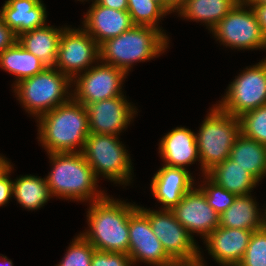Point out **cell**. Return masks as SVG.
<instances>
[{"mask_svg":"<svg viewBox=\"0 0 266 266\" xmlns=\"http://www.w3.org/2000/svg\"><path fill=\"white\" fill-rule=\"evenodd\" d=\"M77 1H81L82 3L84 2V1H89V0H77ZM91 1H95V0H91Z\"/></svg>","mask_w":266,"mask_h":266,"instance_id":"cell-44","label":"cell"},{"mask_svg":"<svg viewBox=\"0 0 266 266\" xmlns=\"http://www.w3.org/2000/svg\"><path fill=\"white\" fill-rule=\"evenodd\" d=\"M230 158L258 182L266 177V145L240 133L231 148Z\"/></svg>","mask_w":266,"mask_h":266,"instance_id":"cell-24","label":"cell"},{"mask_svg":"<svg viewBox=\"0 0 266 266\" xmlns=\"http://www.w3.org/2000/svg\"><path fill=\"white\" fill-rule=\"evenodd\" d=\"M99 5L120 11L128 10L127 0H95Z\"/></svg>","mask_w":266,"mask_h":266,"instance_id":"cell-37","label":"cell"},{"mask_svg":"<svg viewBox=\"0 0 266 266\" xmlns=\"http://www.w3.org/2000/svg\"><path fill=\"white\" fill-rule=\"evenodd\" d=\"M162 6V0H156Z\"/></svg>","mask_w":266,"mask_h":266,"instance_id":"cell-45","label":"cell"},{"mask_svg":"<svg viewBox=\"0 0 266 266\" xmlns=\"http://www.w3.org/2000/svg\"><path fill=\"white\" fill-rule=\"evenodd\" d=\"M119 138L114 134L90 133L81 153L98 179L103 176L114 184L129 186L133 183V162Z\"/></svg>","mask_w":266,"mask_h":266,"instance_id":"cell-7","label":"cell"},{"mask_svg":"<svg viewBox=\"0 0 266 266\" xmlns=\"http://www.w3.org/2000/svg\"><path fill=\"white\" fill-rule=\"evenodd\" d=\"M11 259H8L5 255L0 254V266H13Z\"/></svg>","mask_w":266,"mask_h":266,"instance_id":"cell-40","label":"cell"},{"mask_svg":"<svg viewBox=\"0 0 266 266\" xmlns=\"http://www.w3.org/2000/svg\"><path fill=\"white\" fill-rule=\"evenodd\" d=\"M91 266H133L128 254L95 250Z\"/></svg>","mask_w":266,"mask_h":266,"instance_id":"cell-33","label":"cell"},{"mask_svg":"<svg viewBox=\"0 0 266 266\" xmlns=\"http://www.w3.org/2000/svg\"><path fill=\"white\" fill-rule=\"evenodd\" d=\"M202 252L200 251V256H199V261L196 263H191V264H184V266H207L206 261L204 260V257L201 254Z\"/></svg>","mask_w":266,"mask_h":266,"instance_id":"cell-41","label":"cell"},{"mask_svg":"<svg viewBox=\"0 0 266 266\" xmlns=\"http://www.w3.org/2000/svg\"><path fill=\"white\" fill-rule=\"evenodd\" d=\"M254 10L262 33L266 37V4H249Z\"/></svg>","mask_w":266,"mask_h":266,"instance_id":"cell-36","label":"cell"},{"mask_svg":"<svg viewBox=\"0 0 266 266\" xmlns=\"http://www.w3.org/2000/svg\"><path fill=\"white\" fill-rule=\"evenodd\" d=\"M195 186L171 211L193 238L196 233L204 240L219 226L220 216L208 204L203 191Z\"/></svg>","mask_w":266,"mask_h":266,"instance_id":"cell-15","label":"cell"},{"mask_svg":"<svg viewBox=\"0 0 266 266\" xmlns=\"http://www.w3.org/2000/svg\"><path fill=\"white\" fill-rule=\"evenodd\" d=\"M210 33L220 46L232 50H266V37L254 10L245 0H240Z\"/></svg>","mask_w":266,"mask_h":266,"instance_id":"cell-8","label":"cell"},{"mask_svg":"<svg viewBox=\"0 0 266 266\" xmlns=\"http://www.w3.org/2000/svg\"><path fill=\"white\" fill-rule=\"evenodd\" d=\"M133 203L110 195L91 202L86 215L88 227L80 234L96 250L128 254L129 217L138 207Z\"/></svg>","mask_w":266,"mask_h":266,"instance_id":"cell-1","label":"cell"},{"mask_svg":"<svg viewBox=\"0 0 266 266\" xmlns=\"http://www.w3.org/2000/svg\"><path fill=\"white\" fill-rule=\"evenodd\" d=\"M17 41L14 32L4 23L0 16V53Z\"/></svg>","mask_w":266,"mask_h":266,"instance_id":"cell-35","label":"cell"},{"mask_svg":"<svg viewBox=\"0 0 266 266\" xmlns=\"http://www.w3.org/2000/svg\"><path fill=\"white\" fill-rule=\"evenodd\" d=\"M241 133L239 117L212 105L196 133L201 175L230 157L236 137Z\"/></svg>","mask_w":266,"mask_h":266,"instance_id":"cell-6","label":"cell"},{"mask_svg":"<svg viewBox=\"0 0 266 266\" xmlns=\"http://www.w3.org/2000/svg\"><path fill=\"white\" fill-rule=\"evenodd\" d=\"M13 166L10 170L0 178V207L6 204L13 197V180L10 178Z\"/></svg>","mask_w":266,"mask_h":266,"instance_id":"cell-34","label":"cell"},{"mask_svg":"<svg viewBox=\"0 0 266 266\" xmlns=\"http://www.w3.org/2000/svg\"><path fill=\"white\" fill-rule=\"evenodd\" d=\"M238 266H266V227L253 231Z\"/></svg>","mask_w":266,"mask_h":266,"instance_id":"cell-32","label":"cell"},{"mask_svg":"<svg viewBox=\"0 0 266 266\" xmlns=\"http://www.w3.org/2000/svg\"><path fill=\"white\" fill-rule=\"evenodd\" d=\"M253 231L218 226L203 241L219 266H235L242 261Z\"/></svg>","mask_w":266,"mask_h":266,"instance_id":"cell-16","label":"cell"},{"mask_svg":"<svg viewBox=\"0 0 266 266\" xmlns=\"http://www.w3.org/2000/svg\"><path fill=\"white\" fill-rule=\"evenodd\" d=\"M169 48V40L156 28L134 25L99 46L100 61L127 74L135 63L158 58Z\"/></svg>","mask_w":266,"mask_h":266,"instance_id":"cell-4","label":"cell"},{"mask_svg":"<svg viewBox=\"0 0 266 266\" xmlns=\"http://www.w3.org/2000/svg\"><path fill=\"white\" fill-rule=\"evenodd\" d=\"M0 16L16 37L47 24L43 0H6Z\"/></svg>","mask_w":266,"mask_h":266,"instance_id":"cell-20","label":"cell"},{"mask_svg":"<svg viewBox=\"0 0 266 266\" xmlns=\"http://www.w3.org/2000/svg\"><path fill=\"white\" fill-rule=\"evenodd\" d=\"M83 15L81 26L100 46L106 40L119 36L134 26L128 11H120L92 1Z\"/></svg>","mask_w":266,"mask_h":266,"instance_id":"cell-18","label":"cell"},{"mask_svg":"<svg viewBox=\"0 0 266 266\" xmlns=\"http://www.w3.org/2000/svg\"><path fill=\"white\" fill-rule=\"evenodd\" d=\"M150 222L155 236L167 255L177 264L199 261L200 249L197 240L177 221L171 210H150L138 206Z\"/></svg>","mask_w":266,"mask_h":266,"instance_id":"cell-10","label":"cell"},{"mask_svg":"<svg viewBox=\"0 0 266 266\" xmlns=\"http://www.w3.org/2000/svg\"><path fill=\"white\" fill-rule=\"evenodd\" d=\"M13 198L22 208L34 211L43 207L52 196L44 177L27 174L14 179Z\"/></svg>","mask_w":266,"mask_h":266,"instance_id":"cell-27","label":"cell"},{"mask_svg":"<svg viewBox=\"0 0 266 266\" xmlns=\"http://www.w3.org/2000/svg\"><path fill=\"white\" fill-rule=\"evenodd\" d=\"M248 4H266V0H245Z\"/></svg>","mask_w":266,"mask_h":266,"instance_id":"cell-42","label":"cell"},{"mask_svg":"<svg viewBox=\"0 0 266 266\" xmlns=\"http://www.w3.org/2000/svg\"><path fill=\"white\" fill-rule=\"evenodd\" d=\"M185 0H162V7L169 13H174L183 6Z\"/></svg>","mask_w":266,"mask_h":266,"instance_id":"cell-38","label":"cell"},{"mask_svg":"<svg viewBox=\"0 0 266 266\" xmlns=\"http://www.w3.org/2000/svg\"><path fill=\"white\" fill-rule=\"evenodd\" d=\"M258 205L252 194L236 196L233 204L220 215L219 226L251 231L265 227V213Z\"/></svg>","mask_w":266,"mask_h":266,"instance_id":"cell-21","label":"cell"},{"mask_svg":"<svg viewBox=\"0 0 266 266\" xmlns=\"http://www.w3.org/2000/svg\"><path fill=\"white\" fill-rule=\"evenodd\" d=\"M265 213V227H266V207L265 210L261 209Z\"/></svg>","mask_w":266,"mask_h":266,"instance_id":"cell-43","label":"cell"},{"mask_svg":"<svg viewBox=\"0 0 266 266\" xmlns=\"http://www.w3.org/2000/svg\"><path fill=\"white\" fill-rule=\"evenodd\" d=\"M163 165L185 168L200 164L196 133L189 128L176 127L166 133L158 145Z\"/></svg>","mask_w":266,"mask_h":266,"instance_id":"cell-19","label":"cell"},{"mask_svg":"<svg viewBox=\"0 0 266 266\" xmlns=\"http://www.w3.org/2000/svg\"><path fill=\"white\" fill-rule=\"evenodd\" d=\"M72 79L54 66L25 78L13 86V92L25 111L35 120L72 98ZM71 90V91H70Z\"/></svg>","mask_w":266,"mask_h":266,"instance_id":"cell-5","label":"cell"},{"mask_svg":"<svg viewBox=\"0 0 266 266\" xmlns=\"http://www.w3.org/2000/svg\"><path fill=\"white\" fill-rule=\"evenodd\" d=\"M128 101L123 95L85 106L90 133L120 136L138 113L137 107Z\"/></svg>","mask_w":266,"mask_h":266,"instance_id":"cell-14","label":"cell"},{"mask_svg":"<svg viewBox=\"0 0 266 266\" xmlns=\"http://www.w3.org/2000/svg\"><path fill=\"white\" fill-rule=\"evenodd\" d=\"M128 13L134 25L158 29L168 40L169 37L159 22L169 13L156 0H127Z\"/></svg>","mask_w":266,"mask_h":266,"instance_id":"cell-28","label":"cell"},{"mask_svg":"<svg viewBox=\"0 0 266 266\" xmlns=\"http://www.w3.org/2000/svg\"><path fill=\"white\" fill-rule=\"evenodd\" d=\"M38 141L48 153L82 152L90 134L86 107L71 98L37 119Z\"/></svg>","mask_w":266,"mask_h":266,"instance_id":"cell-2","label":"cell"},{"mask_svg":"<svg viewBox=\"0 0 266 266\" xmlns=\"http://www.w3.org/2000/svg\"><path fill=\"white\" fill-rule=\"evenodd\" d=\"M240 0H185L180 18L203 23L211 31Z\"/></svg>","mask_w":266,"mask_h":266,"instance_id":"cell-23","label":"cell"},{"mask_svg":"<svg viewBox=\"0 0 266 266\" xmlns=\"http://www.w3.org/2000/svg\"><path fill=\"white\" fill-rule=\"evenodd\" d=\"M64 26L54 67L73 79L100 60L99 45L83 28Z\"/></svg>","mask_w":266,"mask_h":266,"instance_id":"cell-12","label":"cell"},{"mask_svg":"<svg viewBox=\"0 0 266 266\" xmlns=\"http://www.w3.org/2000/svg\"><path fill=\"white\" fill-rule=\"evenodd\" d=\"M46 67L43 61L27 51L18 41L0 53V68L15 76L12 87L19 81L40 73Z\"/></svg>","mask_w":266,"mask_h":266,"instance_id":"cell-25","label":"cell"},{"mask_svg":"<svg viewBox=\"0 0 266 266\" xmlns=\"http://www.w3.org/2000/svg\"><path fill=\"white\" fill-rule=\"evenodd\" d=\"M202 177L204 179L198 187L203 191L208 204L220 216L233 204L237 195L219 186L207 174Z\"/></svg>","mask_w":266,"mask_h":266,"instance_id":"cell-30","label":"cell"},{"mask_svg":"<svg viewBox=\"0 0 266 266\" xmlns=\"http://www.w3.org/2000/svg\"><path fill=\"white\" fill-rule=\"evenodd\" d=\"M51 170L45 177L52 197L88 202L107 195L98 190V178L81 152L48 153Z\"/></svg>","mask_w":266,"mask_h":266,"instance_id":"cell-3","label":"cell"},{"mask_svg":"<svg viewBox=\"0 0 266 266\" xmlns=\"http://www.w3.org/2000/svg\"><path fill=\"white\" fill-rule=\"evenodd\" d=\"M216 105L235 117L266 105V57L242 70Z\"/></svg>","mask_w":266,"mask_h":266,"instance_id":"cell-9","label":"cell"},{"mask_svg":"<svg viewBox=\"0 0 266 266\" xmlns=\"http://www.w3.org/2000/svg\"><path fill=\"white\" fill-rule=\"evenodd\" d=\"M127 75L125 71L99 60L94 66L72 79V98L87 106L101 100L123 96L122 86Z\"/></svg>","mask_w":266,"mask_h":266,"instance_id":"cell-11","label":"cell"},{"mask_svg":"<svg viewBox=\"0 0 266 266\" xmlns=\"http://www.w3.org/2000/svg\"><path fill=\"white\" fill-rule=\"evenodd\" d=\"M65 27L44 25L43 27L25 32L17 37V41L30 53H33L46 66H54L60 36Z\"/></svg>","mask_w":266,"mask_h":266,"instance_id":"cell-22","label":"cell"},{"mask_svg":"<svg viewBox=\"0 0 266 266\" xmlns=\"http://www.w3.org/2000/svg\"><path fill=\"white\" fill-rule=\"evenodd\" d=\"M239 120L244 136L266 145V105L243 113Z\"/></svg>","mask_w":266,"mask_h":266,"instance_id":"cell-29","label":"cell"},{"mask_svg":"<svg viewBox=\"0 0 266 266\" xmlns=\"http://www.w3.org/2000/svg\"><path fill=\"white\" fill-rule=\"evenodd\" d=\"M188 169L162 165L154 174L150 190L162 204L161 210H172L183 196L195 186V178Z\"/></svg>","mask_w":266,"mask_h":266,"instance_id":"cell-17","label":"cell"},{"mask_svg":"<svg viewBox=\"0 0 266 266\" xmlns=\"http://www.w3.org/2000/svg\"><path fill=\"white\" fill-rule=\"evenodd\" d=\"M129 258L135 266H177L167 255L161 242L153 233L147 215L137 207L129 217Z\"/></svg>","mask_w":266,"mask_h":266,"instance_id":"cell-13","label":"cell"},{"mask_svg":"<svg viewBox=\"0 0 266 266\" xmlns=\"http://www.w3.org/2000/svg\"><path fill=\"white\" fill-rule=\"evenodd\" d=\"M66 250L64 257L56 266H91V259L96 249L78 234Z\"/></svg>","mask_w":266,"mask_h":266,"instance_id":"cell-31","label":"cell"},{"mask_svg":"<svg viewBox=\"0 0 266 266\" xmlns=\"http://www.w3.org/2000/svg\"><path fill=\"white\" fill-rule=\"evenodd\" d=\"M12 164L10 159L0 154V178H2L11 168Z\"/></svg>","mask_w":266,"mask_h":266,"instance_id":"cell-39","label":"cell"},{"mask_svg":"<svg viewBox=\"0 0 266 266\" xmlns=\"http://www.w3.org/2000/svg\"><path fill=\"white\" fill-rule=\"evenodd\" d=\"M207 175L219 186L237 196L252 194L251 192L259 183L230 157L223 163L217 164Z\"/></svg>","mask_w":266,"mask_h":266,"instance_id":"cell-26","label":"cell"}]
</instances>
